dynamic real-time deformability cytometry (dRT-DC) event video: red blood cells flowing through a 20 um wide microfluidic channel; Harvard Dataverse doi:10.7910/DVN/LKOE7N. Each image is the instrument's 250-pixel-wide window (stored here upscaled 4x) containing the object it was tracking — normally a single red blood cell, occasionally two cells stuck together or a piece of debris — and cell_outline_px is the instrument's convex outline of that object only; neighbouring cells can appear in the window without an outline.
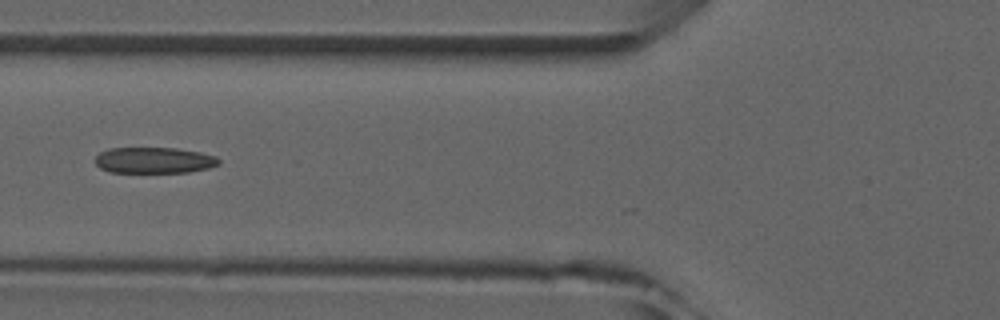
{"species": "common noctule bat (a hibernating species)", "species_latin": "Nyctalus noctula", "temperature_condition": "room temperature", "stored_images_in_passage": 4, "camera_frame_rate_fps": 3000, "um_per_image_px": 0.085, "animal": {"sex": "male", "forearm_length_mm": 52.5}, "frame": {"image": 1, "passage_image": 4, "time_ms": 3.333, "image_size_px": [1000, 320], "cell_outline_px": [[220, 164], [208, 168], [188, 172], [108, 172], [100, 168], [92, 160], [100, 152], [108, 148], [176, 148], [200, 152], [216, 156], [220, 160]], "centroid_in_image_um": [13.07, 13.62], "position_along_channel_um": 112.7, "area_um2": 18.9}}